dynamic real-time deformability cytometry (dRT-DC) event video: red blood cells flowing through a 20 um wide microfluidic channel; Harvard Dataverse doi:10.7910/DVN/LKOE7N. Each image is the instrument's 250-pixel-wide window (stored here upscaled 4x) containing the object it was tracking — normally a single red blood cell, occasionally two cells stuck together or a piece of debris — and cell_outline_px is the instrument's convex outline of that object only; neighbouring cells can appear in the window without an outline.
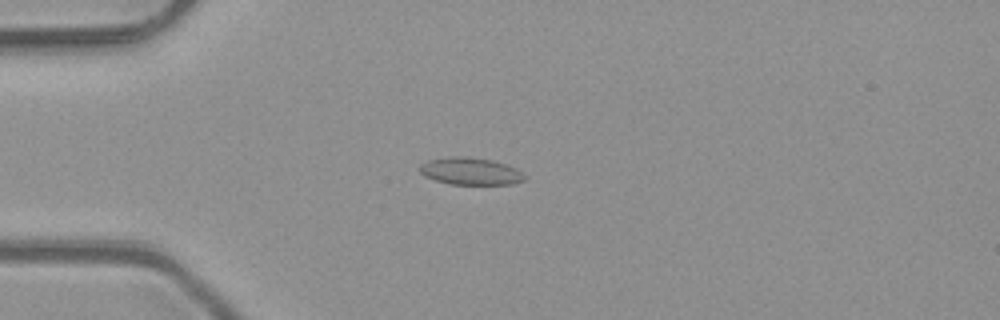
{"species": "common noctule bat (a hibernating species)", "species_latin": "Nyctalus noctula", "temperature_condition": "room temperature", "stored_images_in_passage": 38, "camera_frame_rate_fps": 3000, "um_per_image_px": 0.085, "animal": {"sex": "male", "body_mass_g": 23.1, "forearm_length_mm": 52.7}, "frame": {"image": 1, "passage_image": 7, "time_ms": 2.0, "image_size_px": [1000, 320], "cell_outline_px": [[524, 180], [512, 184], [452, 184], [436, 180], [424, 176], [420, 172], [420, 164], [428, 160], [448, 156], [468, 156], [492, 160], [516, 168], [524, 176]], "centroid_in_image_um": [39.95, 14.54], "position_along_channel_um": 45.0, "area_um2": 16.53}}
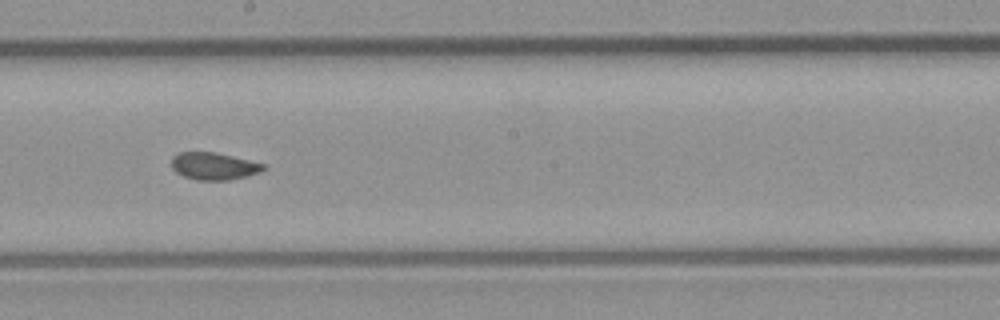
{"frame": {"image": 2, "passage_image": 22, "time_ms": 7.0, "image_size_px": [1000, 320], "cell_outline_px": [[268, 168], [260, 172], [228, 180], [196, 180], [184, 176], [176, 172], [172, 168], [172, 156], [180, 152], [216, 152], [264, 164]], "centroid_in_image_um": [18.16, 14.12], "position_along_channel_um": 230.0, "area_um2": 14.51}}
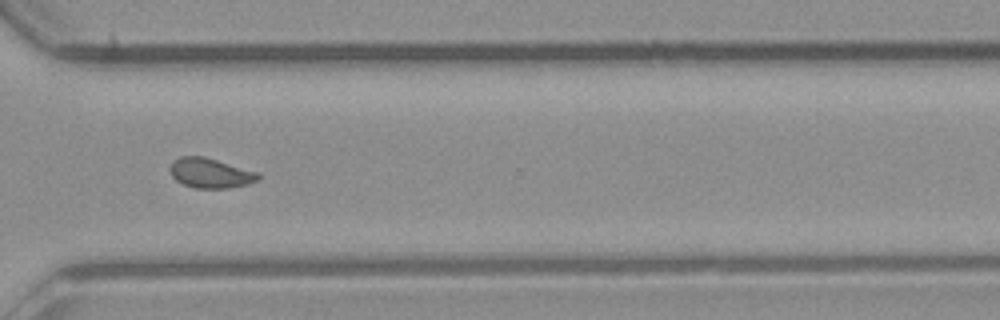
{"frame": {"image": 3, "passage_image": 31, "time_ms": 10.0, "image_size_px": [1000, 320], "cell_outline_px": [[260, 176], [256, 180], [248, 184], [228, 188], [196, 188], [184, 184], [176, 180], [172, 176], [168, 168], [172, 160], [180, 156], [204, 156], [260, 172]], "centroid_in_image_um": [17.87, 14.69], "position_along_channel_um": 352.7, "area_um2": 15.49}, "authors_computed_cell_mechanics": {"area_um2": 15.5482, "velocity_mm_per_s": 4.0962, "shape_relaxation_time_tau1_ms": null, "shape_relaxation_time_tau2_ms": 0.6415, "deformation_change_tau1": null, "deformation_change_tau2": 0.0395}}